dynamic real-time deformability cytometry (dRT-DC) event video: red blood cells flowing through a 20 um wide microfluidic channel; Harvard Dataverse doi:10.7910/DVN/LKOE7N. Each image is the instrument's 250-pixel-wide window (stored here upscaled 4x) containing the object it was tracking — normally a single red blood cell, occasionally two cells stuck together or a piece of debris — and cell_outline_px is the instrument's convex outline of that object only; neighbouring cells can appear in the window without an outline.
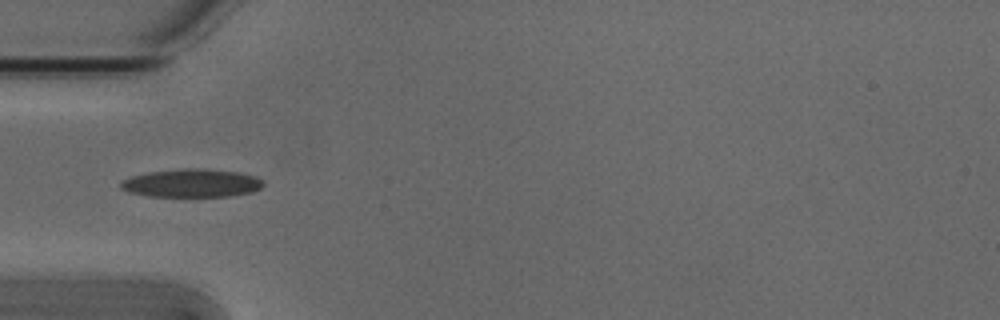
{"species": "Egyptian fruit bat (a non-hibernating species)", "species_latin": "Rousettus aegyptiacus", "temperature_condition": "cold", "stored_images_in_passage": 5, "camera_frame_rate_fps": 3000, "um_per_image_px": 0.085, "animal": {"sex": "male"}, "frame": {"image": 1, "passage_image": 5, "time_ms": 1.333, "image_size_px": [1000, 320], "cell_outline_px": [[264, 184], [260, 188], [252, 192], [232, 196], [148, 196], [128, 192], [120, 188], [120, 180], [132, 176], [148, 172], [184, 168], [204, 168], [236, 172], [256, 176], [264, 180]], "centroid_in_image_um": [16.29, 15.56], "position_along_channel_um": 68.7, "area_um2": 23.58}}